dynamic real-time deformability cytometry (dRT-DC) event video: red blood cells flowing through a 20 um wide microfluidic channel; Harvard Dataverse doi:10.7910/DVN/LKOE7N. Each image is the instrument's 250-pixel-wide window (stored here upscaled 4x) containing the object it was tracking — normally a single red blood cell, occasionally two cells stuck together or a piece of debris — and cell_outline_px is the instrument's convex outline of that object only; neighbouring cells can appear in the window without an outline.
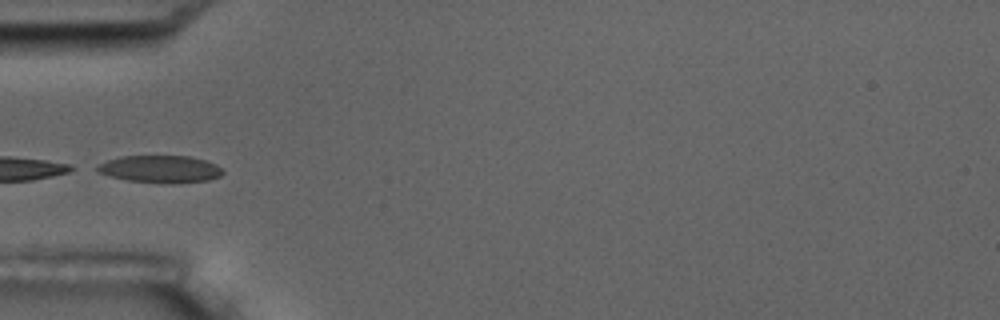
{"species": "common noctule bat (a hibernating species)", "species_latin": "Nyctalus noctula", "temperature_condition": "room temperature", "stored_images_in_passage": 5, "camera_frame_rate_fps": 3000, "um_per_image_px": 0.085, "animal": {"sex": "male", "body_mass_g": 17.5, "forearm_length_mm": 52.3}, "frame": {"image": 1, "passage_image": 4, "time_ms": 4.0, "image_size_px": [1000, 320], "cell_outline_px": [[224, 172], [220, 176], [208, 180], [128, 180], [96, 172], [92, 168], [108, 160], [120, 156], [188, 156], [204, 160], [216, 164]], "centroid_in_image_um": [13.55, 14.31], "position_along_channel_um": 71.4, "area_um2": 18.79}}